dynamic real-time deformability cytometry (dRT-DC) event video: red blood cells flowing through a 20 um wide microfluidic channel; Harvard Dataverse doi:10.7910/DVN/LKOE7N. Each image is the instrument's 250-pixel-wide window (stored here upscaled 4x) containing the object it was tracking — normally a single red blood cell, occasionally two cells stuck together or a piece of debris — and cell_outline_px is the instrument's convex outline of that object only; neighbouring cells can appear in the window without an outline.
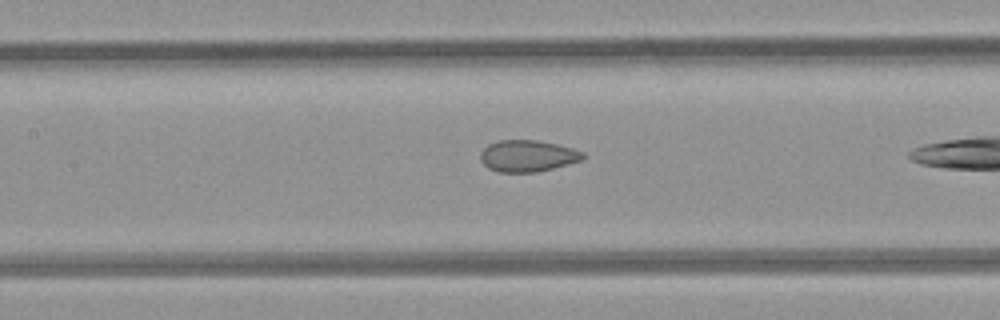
{"species": "common noctule bat (a hibernating species)", "species_latin": "Nyctalus noctula", "temperature_condition": "room temperature", "stored_images_in_passage": 15, "camera_frame_rate_fps": 3000, "um_per_image_px": 0.085, "animal": {"sex": "female", "body_mass_g": 21.9}, "frame": {"image": 1, "passage_image": 13, "time_ms": 4.0, "image_size_px": [1000, 320], "cell_outline_px": [[584, 160], [536, 172], [500, 172], [488, 168], [480, 160], [480, 152], [488, 144], [500, 140], [536, 140], [556, 144], [572, 148], [584, 152]], "centroid_in_image_um": [44.84, 13.25], "position_along_channel_um": 162.6, "area_um2": 18.84}}